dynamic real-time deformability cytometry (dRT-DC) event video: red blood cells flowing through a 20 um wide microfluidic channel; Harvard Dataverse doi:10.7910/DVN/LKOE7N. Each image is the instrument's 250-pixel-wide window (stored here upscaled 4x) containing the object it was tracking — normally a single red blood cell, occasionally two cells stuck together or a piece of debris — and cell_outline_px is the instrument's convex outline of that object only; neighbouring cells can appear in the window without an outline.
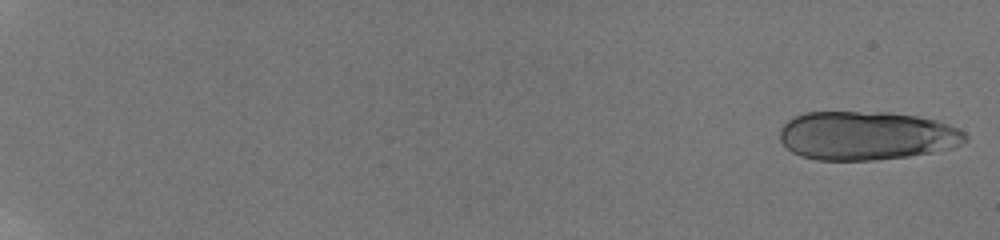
{"species": "human", "species_latin": "Homo sapiens", "temperature_condition": "room temperature", "stored_images_in_passage": 5, "camera_frame_rate_fps": 3000, "um_per_image_px": 0.085, "donor": {"sex": "male"}, "frame": {"image": 1, "passage_image": 1, "time_ms": 0.0, "image_size_px": [1000, 240], "cell_outline_px": [[968, 140], [952, 148], [932, 152], [908, 156], [872, 160], [816, 160], [800, 156], [792, 152], [780, 140], [780, 128], [788, 120], [804, 112], [888, 112], [916, 116], [936, 120], [948, 124], [964, 132], [968, 136]], "centroid_in_image_um": [73.65, 11.53], "position_along_channel_um": 11.4, "area_um2": 52.77}}